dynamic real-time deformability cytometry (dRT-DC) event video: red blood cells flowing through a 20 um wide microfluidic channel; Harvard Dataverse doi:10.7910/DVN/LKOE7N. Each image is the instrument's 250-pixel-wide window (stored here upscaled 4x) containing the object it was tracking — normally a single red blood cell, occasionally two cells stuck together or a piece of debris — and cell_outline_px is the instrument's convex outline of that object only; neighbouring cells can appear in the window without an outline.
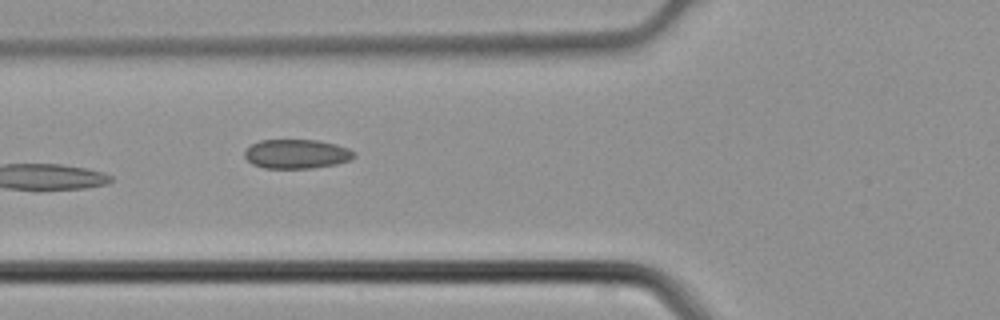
{"species": "common noctule bat (a hibernating species)", "species_latin": "Nyctalus noctula", "temperature_condition": "cold", "stored_images_in_passage": 6, "camera_frame_rate_fps": 3000, "um_per_image_px": 0.085, "animal": {"sex": "male", "body_mass_g": 21.5, "forearm_length_mm": 52.0}, "frame": {"image": 1, "passage_image": 5, "time_ms": 1.333, "image_size_px": [1000, 320], "cell_outline_px": [[356, 156], [348, 160], [336, 164], [312, 168], [264, 168], [252, 164], [244, 156], [244, 152], [252, 144], [260, 140], [316, 140], [336, 144], [348, 148], [356, 152]], "centroid_in_image_um": [25.22, 13.08], "position_along_channel_um": 100.6, "area_um2": 18.61}}
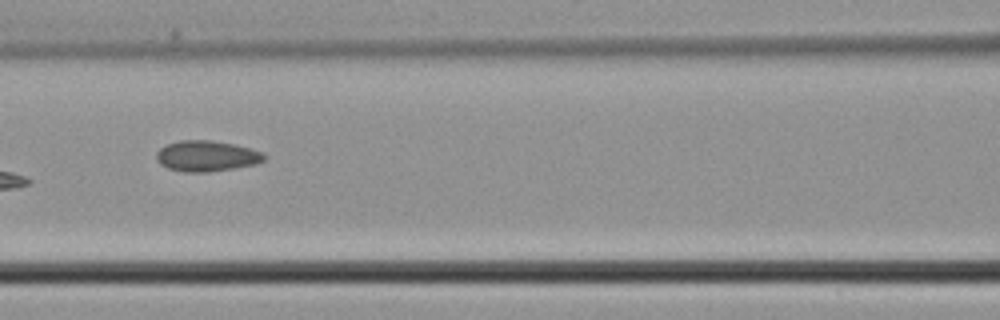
{"frame": {"image": 2, "passage_image": 6, "time_ms": 1.667, "image_size_px": [1000, 320], "cell_outline_px": [[268, 156], [264, 160], [256, 164], [208, 172], [184, 172], [168, 168], [160, 164], [156, 160], [156, 152], [164, 144], [180, 140], [212, 140], [232, 144], [264, 152]], "centroid_in_image_um": [17.54, 13.25], "position_along_channel_um": 149.1, "area_um2": 19.42}}